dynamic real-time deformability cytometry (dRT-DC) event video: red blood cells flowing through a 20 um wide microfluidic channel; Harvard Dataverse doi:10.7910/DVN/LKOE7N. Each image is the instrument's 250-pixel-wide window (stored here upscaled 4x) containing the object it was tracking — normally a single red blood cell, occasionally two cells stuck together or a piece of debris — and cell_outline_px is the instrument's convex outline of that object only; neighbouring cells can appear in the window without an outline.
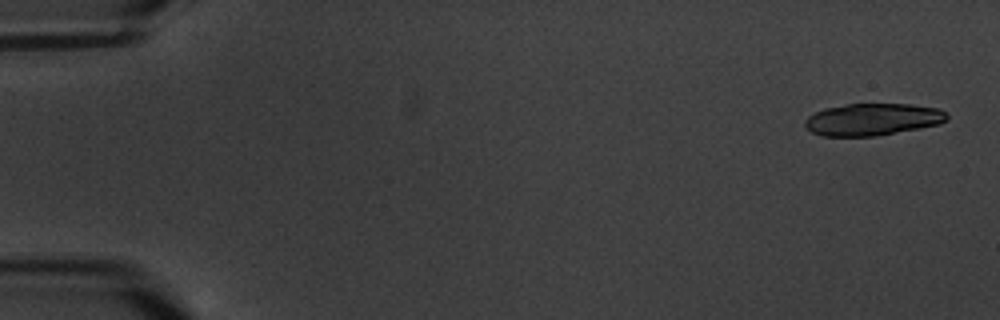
{"species": "common noctule bat (a hibernating species)", "species_latin": "Nyctalus noctula", "temperature_condition": "warm", "stored_images_in_passage": 7, "camera_frame_rate_fps": 3000, "um_per_image_px": 0.085, "animal": {"sex": "male", "body_mass_g": 20.1, "forearm_length_mm": 53.5}, "frame": {"image": 1, "passage_image": 1, "time_ms": 0.0, "image_size_px": [1000, 320], "cell_outline_px": [[948, 120], [940, 124], [920, 128], [876, 136], [820, 136], [812, 132], [804, 124], [804, 120], [808, 116], [824, 108], [848, 104], [908, 104], [940, 108], [948, 112]], "centroid_in_image_um": [74.2, 10.15], "position_along_channel_um": 10.8, "area_um2": 26.7}}
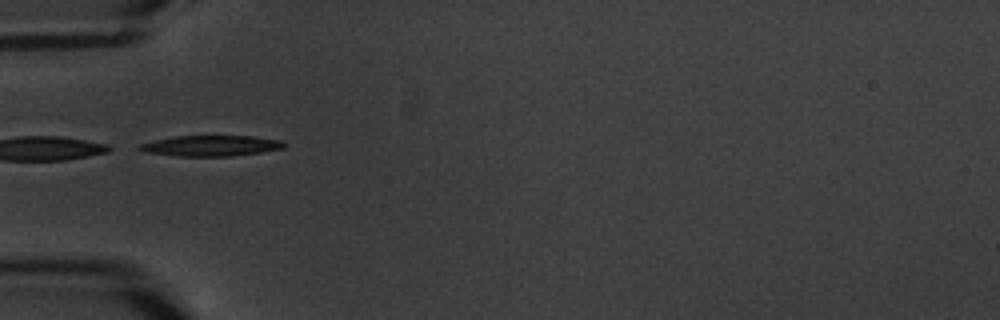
{"frame": {"image": 2, "passage_image": 6, "time_ms": 6.0, "image_size_px": [1000, 320], "cell_outline_px": [[284, 148], [260, 152], [232, 156], [180, 156], [144, 152], [136, 148], [140, 144], [152, 140], [176, 136], [252, 136], [280, 140], [284, 144]], "centroid_in_image_um": [17.87, 12.39], "position_along_channel_um": 67.1, "area_um2": 17.34}}